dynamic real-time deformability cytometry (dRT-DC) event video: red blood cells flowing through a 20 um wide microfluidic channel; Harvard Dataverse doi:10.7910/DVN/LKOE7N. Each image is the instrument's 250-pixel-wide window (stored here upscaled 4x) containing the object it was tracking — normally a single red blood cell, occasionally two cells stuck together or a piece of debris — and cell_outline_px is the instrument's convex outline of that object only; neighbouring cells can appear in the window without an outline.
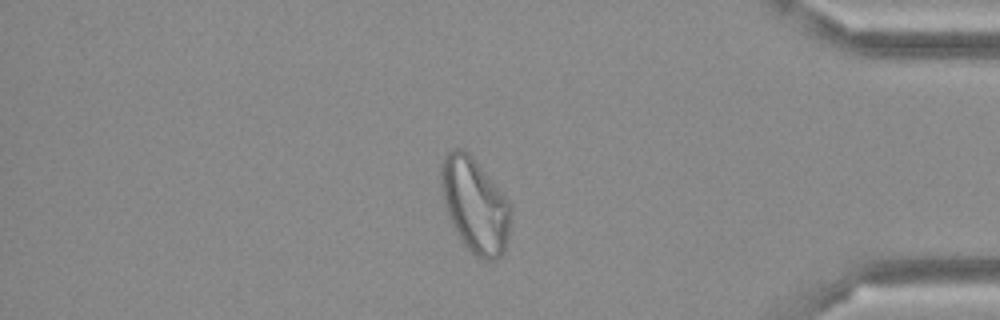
{"species": "Egyptian fruit bat (a non-hibernating species)", "species_latin": "Rousettus aegyptiacus", "temperature_condition": "cold", "stored_images_in_passage": 48, "camera_frame_rate_fps": 3000, "um_per_image_px": 0.085, "frame": {"image": 1, "passage_image": 41, "time_ms": 13.333, "image_size_px": [1000, 320], "cell_outline_px": [[512, 212], [508, 236], [504, 248], [500, 256], [496, 260], [484, 260], [476, 256], [464, 244], [456, 232], [448, 216], [444, 204], [440, 188], [440, 164], [444, 156], [452, 148], [464, 148], [472, 156], [508, 200]], "centroid_in_image_um": [40.34, 17.41], "position_along_channel_um": 394.9, "area_um2": 38.49}}